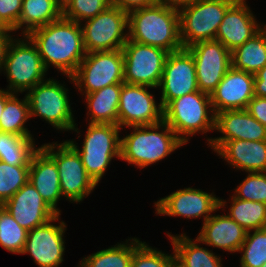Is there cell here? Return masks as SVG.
<instances>
[{
  "label": "cell",
  "mask_w": 266,
  "mask_h": 267,
  "mask_svg": "<svg viewBox=\"0 0 266 267\" xmlns=\"http://www.w3.org/2000/svg\"><path fill=\"white\" fill-rule=\"evenodd\" d=\"M131 267H168V254L143 241L134 250Z\"/></svg>",
  "instance_id": "cell-38"
},
{
  "label": "cell",
  "mask_w": 266,
  "mask_h": 267,
  "mask_svg": "<svg viewBox=\"0 0 266 267\" xmlns=\"http://www.w3.org/2000/svg\"><path fill=\"white\" fill-rule=\"evenodd\" d=\"M158 89L163 108L171 100L199 91L194 58L186 48L168 53Z\"/></svg>",
  "instance_id": "cell-17"
},
{
  "label": "cell",
  "mask_w": 266,
  "mask_h": 267,
  "mask_svg": "<svg viewBox=\"0 0 266 267\" xmlns=\"http://www.w3.org/2000/svg\"><path fill=\"white\" fill-rule=\"evenodd\" d=\"M210 97L215 114L246 109L254 97V74L231 67Z\"/></svg>",
  "instance_id": "cell-20"
},
{
  "label": "cell",
  "mask_w": 266,
  "mask_h": 267,
  "mask_svg": "<svg viewBox=\"0 0 266 267\" xmlns=\"http://www.w3.org/2000/svg\"><path fill=\"white\" fill-rule=\"evenodd\" d=\"M28 231L21 227L8 210L0 212V246L13 254H21Z\"/></svg>",
  "instance_id": "cell-34"
},
{
  "label": "cell",
  "mask_w": 266,
  "mask_h": 267,
  "mask_svg": "<svg viewBox=\"0 0 266 267\" xmlns=\"http://www.w3.org/2000/svg\"><path fill=\"white\" fill-rule=\"evenodd\" d=\"M123 83L112 84L83 95L86 100L88 123L118 125V106Z\"/></svg>",
  "instance_id": "cell-25"
},
{
  "label": "cell",
  "mask_w": 266,
  "mask_h": 267,
  "mask_svg": "<svg viewBox=\"0 0 266 267\" xmlns=\"http://www.w3.org/2000/svg\"><path fill=\"white\" fill-rule=\"evenodd\" d=\"M37 46L46 71L51 67L72 77L87 54L81 24L61 17L27 35Z\"/></svg>",
  "instance_id": "cell-1"
},
{
  "label": "cell",
  "mask_w": 266,
  "mask_h": 267,
  "mask_svg": "<svg viewBox=\"0 0 266 267\" xmlns=\"http://www.w3.org/2000/svg\"><path fill=\"white\" fill-rule=\"evenodd\" d=\"M22 0H0V21L10 30L18 31Z\"/></svg>",
  "instance_id": "cell-39"
},
{
  "label": "cell",
  "mask_w": 266,
  "mask_h": 267,
  "mask_svg": "<svg viewBox=\"0 0 266 267\" xmlns=\"http://www.w3.org/2000/svg\"><path fill=\"white\" fill-rule=\"evenodd\" d=\"M236 0H197L178 10L183 48L200 41L215 40L220 23Z\"/></svg>",
  "instance_id": "cell-9"
},
{
  "label": "cell",
  "mask_w": 266,
  "mask_h": 267,
  "mask_svg": "<svg viewBox=\"0 0 266 267\" xmlns=\"http://www.w3.org/2000/svg\"><path fill=\"white\" fill-rule=\"evenodd\" d=\"M84 22L81 29L87 53L119 50L128 40V13L118 7L110 5Z\"/></svg>",
  "instance_id": "cell-11"
},
{
  "label": "cell",
  "mask_w": 266,
  "mask_h": 267,
  "mask_svg": "<svg viewBox=\"0 0 266 267\" xmlns=\"http://www.w3.org/2000/svg\"><path fill=\"white\" fill-rule=\"evenodd\" d=\"M0 29H8V28L0 21Z\"/></svg>",
  "instance_id": "cell-47"
},
{
  "label": "cell",
  "mask_w": 266,
  "mask_h": 267,
  "mask_svg": "<svg viewBox=\"0 0 266 267\" xmlns=\"http://www.w3.org/2000/svg\"><path fill=\"white\" fill-rule=\"evenodd\" d=\"M254 96L266 97V65L254 74Z\"/></svg>",
  "instance_id": "cell-43"
},
{
  "label": "cell",
  "mask_w": 266,
  "mask_h": 267,
  "mask_svg": "<svg viewBox=\"0 0 266 267\" xmlns=\"http://www.w3.org/2000/svg\"><path fill=\"white\" fill-rule=\"evenodd\" d=\"M228 213L246 231L266 228V204L257 201L238 199L234 195L230 197Z\"/></svg>",
  "instance_id": "cell-32"
},
{
  "label": "cell",
  "mask_w": 266,
  "mask_h": 267,
  "mask_svg": "<svg viewBox=\"0 0 266 267\" xmlns=\"http://www.w3.org/2000/svg\"><path fill=\"white\" fill-rule=\"evenodd\" d=\"M55 161L41 148L33 154L29 167V181L36 188L41 197L58 214L57 207L61 200L60 179Z\"/></svg>",
  "instance_id": "cell-23"
},
{
  "label": "cell",
  "mask_w": 266,
  "mask_h": 267,
  "mask_svg": "<svg viewBox=\"0 0 266 267\" xmlns=\"http://www.w3.org/2000/svg\"><path fill=\"white\" fill-rule=\"evenodd\" d=\"M227 201L217 197L214 192L207 193L192 187L178 189L154 203L155 212L160 216L201 218L205 222L213 212L226 208Z\"/></svg>",
  "instance_id": "cell-13"
},
{
  "label": "cell",
  "mask_w": 266,
  "mask_h": 267,
  "mask_svg": "<svg viewBox=\"0 0 266 267\" xmlns=\"http://www.w3.org/2000/svg\"><path fill=\"white\" fill-rule=\"evenodd\" d=\"M69 78L81 95L106 86L124 83V56L122 49L95 51L85 55L75 74ZM83 93V94H82Z\"/></svg>",
  "instance_id": "cell-10"
},
{
  "label": "cell",
  "mask_w": 266,
  "mask_h": 267,
  "mask_svg": "<svg viewBox=\"0 0 266 267\" xmlns=\"http://www.w3.org/2000/svg\"><path fill=\"white\" fill-rule=\"evenodd\" d=\"M152 87L123 83L118 106V126L154 125L163 121V107L155 101Z\"/></svg>",
  "instance_id": "cell-14"
},
{
  "label": "cell",
  "mask_w": 266,
  "mask_h": 267,
  "mask_svg": "<svg viewBox=\"0 0 266 267\" xmlns=\"http://www.w3.org/2000/svg\"><path fill=\"white\" fill-rule=\"evenodd\" d=\"M161 3L166 4L167 6L180 10L183 7L192 5L197 0H159Z\"/></svg>",
  "instance_id": "cell-44"
},
{
  "label": "cell",
  "mask_w": 266,
  "mask_h": 267,
  "mask_svg": "<svg viewBox=\"0 0 266 267\" xmlns=\"http://www.w3.org/2000/svg\"><path fill=\"white\" fill-rule=\"evenodd\" d=\"M186 49L194 58L199 91L210 95L232 67L231 52L217 40L196 42Z\"/></svg>",
  "instance_id": "cell-15"
},
{
  "label": "cell",
  "mask_w": 266,
  "mask_h": 267,
  "mask_svg": "<svg viewBox=\"0 0 266 267\" xmlns=\"http://www.w3.org/2000/svg\"><path fill=\"white\" fill-rule=\"evenodd\" d=\"M168 267H186L183 262L174 254H168Z\"/></svg>",
  "instance_id": "cell-46"
},
{
  "label": "cell",
  "mask_w": 266,
  "mask_h": 267,
  "mask_svg": "<svg viewBox=\"0 0 266 267\" xmlns=\"http://www.w3.org/2000/svg\"><path fill=\"white\" fill-rule=\"evenodd\" d=\"M78 267H84L80 262L78 263Z\"/></svg>",
  "instance_id": "cell-49"
},
{
  "label": "cell",
  "mask_w": 266,
  "mask_h": 267,
  "mask_svg": "<svg viewBox=\"0 0 266 267\" xmlns=\"http://www.w3.org/2000/svg\"><path fill=\"white\" fill-rule=\"evenodd\" d=\"M240 267H261L266 263V228L247 231L239 249Z\"/></svg>",
  "instance_id": "cell-33"
},
{
  "label": "cell",
  "mask_w": 266,
  "mask_h": 267,
  "mask_svg": "<svg viewBox=\"0 0 266 267\" xmlns=\"http://www.w3.org/2000/svg\"><path fill=\"white\" fill-rule=\"evenodd\" d=\"M232 67L257 73L266 65V24L243 45L231 52Z\"/></svg>",
  "instance_id": "cell-28"
},
{
  "label": "cell",
  "mask_w": 266,
  "mask_h": 267,
  "mask_svg": "<svg viewBox=\"0 0 266 267\" xmlns=\"http://www.w3.org/2000/svg\"><path fill=\"white\" fill-rule=\"evenodd\" d=\"M22 37H15L10 43L2 69L9 83L5 90L17 94L27 93L47 78L37 46L27 35Z\"/></svg>",
  "instance_id": "cell-7"
},
{
  "label": "cell",
  "mask_w": 266,
  "mask_h": 267,
  "mask_svg": "<svg viewBox=\"0 0 266 267\" xmlns=\"http://www.w3.org/2000/svg\"><path fill=\"white\" fill-rule=\"evenodd\" d=\"M60 216L61 214H58L47 223L28 231L21 254H29L39 267H60L64 261V234L67 227L66 223L60 220Z\"/></svg>",
  "instance_id": "cell-16"
},
{
  "label": "cell",
  "mask_w": 266,
  "mask_h": 267,
  "mask_svg": "<svg viewBox=\"0 0 266 267\" xmlns=\"http://www.w3.org/2000/svg\"><path fill=\"white\" fill-rule=\"evenodd\" d=\"M247 112L266 126V97L254 96L248 103Z\"/></svg>",
  "instance_id": "cell-40"
},
{
  "label": "cell",
  "mask_w": 266,
  "mask_h": 267,
  "mask_svg": "<svg viewBox=\"0 0 266 267\" xmlns=\"http://www.w3.org/2000/svg\"><path fill=\"white\" fill-rule=\"evenodd\" d=\"M4 208V204L3 203H0V212L1 210Z\"/></svg>",
  "instance_id": "cell-48"
},
{
  "label": "cell",
  "mask_w": 266,
  "mask_h": 267,
  "mask_svg": "<svg viewBox=\"0 0 266 267\" xmlns=\"http://www.w3.org/2000/svg\"><path fill=\"white\" fill-rule=\"evenodd\" d=\"M109 0H64L62 17L77 23L93 18L110 6Z\"/></svg>",
  "instance_id": "cell-36"
},
{
  "label": "cell",
  "mask_w": 266,
  "mask_h": 267,
  "mask_svg": "<svg viewBox=\"0 0 266 267\" xmlns=\"http://www.w3.org/2000/svg\"><path fill=\"white\" fill-rule=\"evenodd\" d=\"M13 93L4 90V89H0V120H1V116L6 104V100L12 95Z\"/></svg>",
  "instance_id": "cell-45"
},
{
  "label": "cell",
  "mask_w": 266,
  "mask_h": 267,
  "mask_svg": "<svg viewBox=\"0 0 266 267\" xmlns=\"http://www.w3.org/2000/svg\"><path fill=\"white\" fill-rule=\"evenodd\" d=\"M174 254L186 267H223L222 258L209 248L201 247V240L191 239L186 233L173 235L167 232Z\"/></svg>",
  "instance_id": "cell-26"
},
{
  "label": "cell",
  "mask_w": 266,
  "mask_h": 267,
  "mask_svg": "<svg viewBox=\"0 0 266 267\" xmlns=\"http://www.w3.org/2000/svg\"><path fill=\"white\" fill-rule=\"evenodd\" d=\"M29 167L9 165L0 161V203L4 204L28 182Z\"/></svg>",
  "instance_id": "cell-35"
},
{
  "label": "cell",
  "mask_w": 266,
  "mask_h": 267,
  "mask_svg": "<svg viewBox=\"0 0 266 267\" xmlns=\"http://www.w3.org/2000/svg\"><path fill=\"white\" fill-rule=\"evenodd\" d=\"M247 231L227 214L212 215L202 223L198 238L203 245L236 253L246 239Z\"/></svg>",
  "instance_id": "cell-22"
},
{
  "label": "cell",
  "mask_w": 266,
  "mask_h": 267,
  "mask_svg": "<svg viewBox=\"0 0 266 267\" xmlns=\"http://www.w3.org/2000/svg\"><path fill=\"white\" fill-rule=\"evenodd\" d=\"M30 118L29 102L25 94L23 99L13 93L7 100L0 120V131L15 135L34 137L25 127Z\"/></svg>",
  "instance_id": "cell-31"
},
{
  "label": "cell",
  "mask_w": 266,
  "mask_h": 267,
  "mask_svg": "<svg viewBox=\"0 0 266 267\" xmlns=\"http://www.w3.org/2000/svg\"><path fill=\"white\" fill-rule=\"evenodd\" d=\"M234 190L233 195L238 199L266 204V172H248Z\"/></svg>",
  "instance_id": "cell-37"
},
{
  "label": "cell",
  "mask_w": 266,
  "mask_h": 267,
  "mask_svg": "<svg viewBox=\"0 0 266 267\" xmlns=\"http://www.w3.org/2000/svg\"><path fill=\"white\" fill-rule=\"evenodd\" d=\"M264 25L257 21L246 0H236L225 13L215 40L220 41L232 52L255 35Z\"/></svg>",
  "instance_id": "cell-21"
},
{
  "label": "cell",
  "mask_w": 266,
  "mask_h": 267,
  "mask_svg": "<svg viewBox=\"0 0 266 267\" xmlns=\"http://www.w3.org/2000/svg\"><path fill=\"white\" fill-rule=\"evenodd\" d=\"M142 243L138 238H129L113 247L97 251L79 261L84 267H131L134 250Z\"/></svg>",
  "instance_id": "cell-29"
},
{
  "label": "cell",
  "mask_w": 266,
  "mask_h": 267,
  "mask_svg": "<svg viewBox=\"0 0 266 267\" xmlns=\"http://www.w3.org/2000/svg\"><path fill=\"white\" fill-rule=\"evenodd\" d=\"M12 32V34H10ZM13 31L10 29H0V72L5 64V58L7 55V51L9 48L10 43L14 39Z\"/></svg>",
  "instance_id": "cell-42"
},
{
  "label": "cell",
  "mask_w": 266,
  "mask_h": 267,
  "mask_svg": "<svg viewBox=\"0 0 266 267\" xmlns=\"http://www.w3.org/2000/svg\"><path fill=\"white\" fill-rule=\"evenodd\" d=\"M4 208L27 231L47 223L58 215L29 180L4 203Z\"/></svg>",
  "instance_id": "cell-19"
},
{
  "label": "cell",
  "mask_w": 266,
  "mask_h": 267,
  "mask_svg": "<svg viewBox=\"0 0 266 267\" xmlns=\"http://www.w3.org/2000/svg\"><path fill=\"white\" fill-rule=\"evenodd\" d=\"M215 131L220 137H208L207 144L215 152L225 141H266V126L259 123L246 109L216 113Z\"/></svg>",
  "instance_id": "cell-18"
},
{
  "label": "cell",
  "mask_w": 266,
  "mask_h": 267,
  "mask_svg": "<svg viewBox=\"0 0 266 267\" xmlns=\"http://www.w3.org/2000/svg\"><path fill=\"white\" fill-rule=\"evenodd\" d=\"M81 149L67 140L79 153L87 174L98 185L113 158L120 159L121 128L114 124L88 123Z\"/></svg>",
  "instance_id": "cell-5"
},
{
  "label": "cell",
  "mask_w": 266,
  "mask_h": 267,
  "mask_svg": "<svg viewBox=\"0 0 266 267\" xmlns=\"http://www.w3.org/2000/svg\"><path fill=\"white\" fill-rule=\"evenodd\" d=\"M110 4L118 7L124 12H131L133 10L149 7L156 4L159 0H109Z\"/></svg>",
  "instance_id": "cell-41"
},
{
  "label": "cell",
  "mask_w": 266,
  "mask_h": 267,
  "mask_svg": "<svg viewBox=\"0 0 266 267\" xmlns=\"http://www.w3.org/2000/svg\"><path fill=\"white\" fill-rule=\"evenodd\" d=\"M233 169L266 172V141H225L216 151Z\"/></svg>",
  "instance_id": "cell-24"
},
{
  "label": "cell",
  "mask_w": 266,
  "mask_h": 267,
  "mask_svg": "<svg viewBox=\"0 0 266 267\" xmlns=\"http://www.w3.org/2000/svg\"><path fill=\"white\" fill-rule=\"evenodd\" d=\"M128 128L132 131L121 138L120 160L141 169L162 161L185 145L164 120Z\"/></svg>",
  "instance_id": "cell-3"
},
{
  "label": "cell",
  "mask_w": 266,
  "mask_h": 267,
  "mask_svg": "<svg viewBox=\"0 0 266 267\" xmlns=\"http://www.w3.org/2000/svg\"><path fill=\"white\" fill-rule=\"evenodd\" d=\"M215 119L211 97L202 91L171 100L163 109V120L185 144L192 135L214 131Z\"/></svg>",
  "instance_id": "cell-4"
},
{
  "label": "cell",
  "mask_w": 266,
  "mask_h": 267,
  "mask_svg": "<svg viewBox=\"0 0 266 267\" xmlns=\"http://www.w3.org/2000/svg\"><path fill=\"white\" fill-rule=\"evenodd\" d=\"M56 79L46 78L31 88L26 96L29 102L30 118L45 120L56 130L81 132L76 127L75 118L68 95V88Z\"/></svg>",
  "instance_id": "cell-6"
},
{
  "label": "cell",
  "mask_w": 266,
  "mask_h": 267,
  "mask_svg": "<svg viewBox=\"0 0 266 267\" xmlns=\"http://www.w3.org/2000/svg\"><path fill=\"white\" fill-rule=\"evenodd\" d=\"M61 17L62 3L59 0H22L18 31H22L20 36L28 35L32 30Z\"/></svg>",
  "instance_id": "cell-27"
},
{
  "label": "cell",
  "mask_w": 266,
  "mask_h": 267,
  "mask_svg": "<svg viewBox=\"0 0 266 267\" xmlns=\"http://www.w3.org/2000/svg\"><path fill=\"white\" fill-rule=\"evenodd\" d=\"M34 137L0 131V161L15 166H30L33 154L39 149Z\"/></svg>",
  "instance_id": "cell-30"
},
{
  "label": "cell",
  "mask_w": 266,
  "mask_h": 267,
  "mask_svg": "<svg viewBox=\"0 0 266 267\" xmlns=\"http://www.w3.org/2000/svg\"><path fill=\"white\" fill-rule=\"evenodd\" d=\"M56 163L62 196L71 203L82 202L98 186L87 174L77 150L67 141L40 146Z\"/></svg>",
  "instance_id": "cell-8"
},
{
  "label": "cell",
  "mask_w": 266,
  "mask_h": 267,
  "mask_svg": "<svg viewBox=\"0 0 266 267\" xmlns=\"http://www.w3.org/2000/svg\"><path fill=\"white\" fill-rule=\"evenodd\" d=\"M122 52L124 56V83L157 89L168 52L131 40H127Z\"/></svg>",
  "instance_id": "cell-12"
},
{
  "label": "cell",
  "mask_w": 266,
  "mask_h": 267,
  "mask_svg": "<svg viewBox=\"0 0 266 267\" xmlns=\"http://www.w3.org/2000/svg\"><path fill=\"white\" fill-rule=\"evenodd\" d=\"M128 40L158 47L168 53L183 49L178 10L158 1L129 12Z\"/></svg>",
  "instance_id": "cell-2"
}]
</instances>
